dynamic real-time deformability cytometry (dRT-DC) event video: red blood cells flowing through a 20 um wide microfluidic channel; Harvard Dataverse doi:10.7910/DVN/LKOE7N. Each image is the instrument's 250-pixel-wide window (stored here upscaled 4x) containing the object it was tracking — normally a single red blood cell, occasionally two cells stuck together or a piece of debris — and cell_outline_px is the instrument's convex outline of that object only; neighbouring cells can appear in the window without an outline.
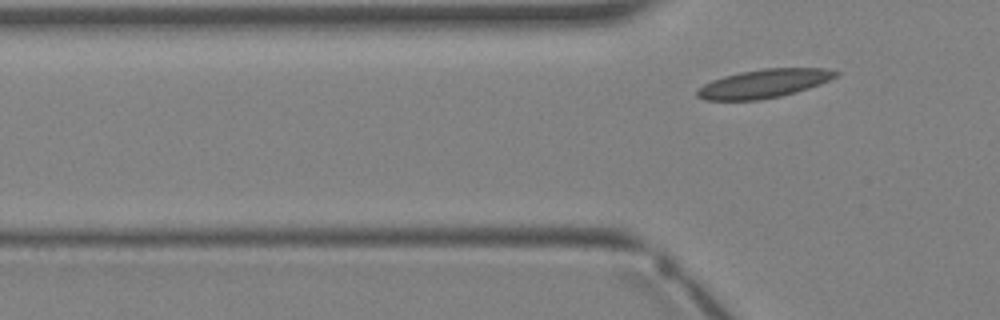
{"species": "Egyptian fruit bat (a non-hibernating species)", "species_latin": "Rousettus aegyptiacus", "temperature_condition": "warm", "stored_images_in_passage": 3, "camera_frame_rate_fps": 3000, "um_per_image_px": 0.085, "animal": {"sex": "female"}, "frame": {"image": 1, "passage_image": 3, "time_ms": 2.667, "image_size_px": [1000, 320], "cell_outline_px": [[840, 72], [836, 76], [820, 84], [796, 92], [780, 96], [760, 100], [704, 100], [696, 96], [696, 88], [712, 80], [724, 76], [740, 72], [764, 68], [824, 68]], "centroid_in_image_um": [64.89, 7.1], "position_along_channel_um": 60.9, "area_um2": 23.06}}